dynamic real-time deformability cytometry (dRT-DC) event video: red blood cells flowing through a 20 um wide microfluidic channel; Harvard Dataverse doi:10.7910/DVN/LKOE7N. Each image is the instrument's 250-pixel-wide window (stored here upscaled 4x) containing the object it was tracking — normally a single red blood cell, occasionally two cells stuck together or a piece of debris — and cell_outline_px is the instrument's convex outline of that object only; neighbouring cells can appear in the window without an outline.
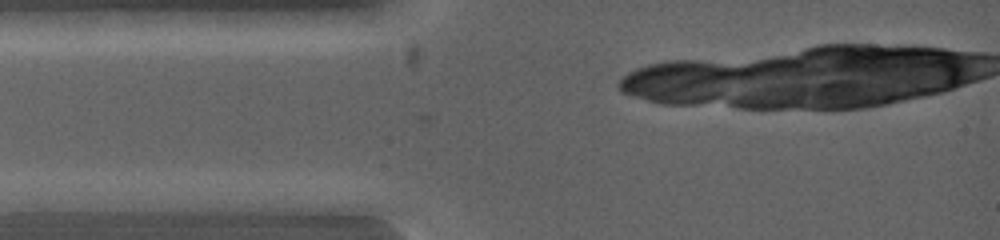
{"species": "common noctule bat (a hibernating species)", "species_latin": "Nyctalus noctula", "temperature_condition": "warm", "stored_images_in_passage": 2, "camera_frame_rate_fps": 5000, "um_per_image_px": 0.085, "animal": {"sex": "female", "body_mass_g": 19.0, "forearm_length_mm": 53.3}, "frame": {"image": 1, "passage_image": 1, "time_ms": 0.0, "image_size_px": [1000, 240], "cell_outline_px": [[116, 212], [20, 212], [20, 200], [80, 192], [96, 192], [116, 200]], "centroid_in_image_um": [5.96, 17.29], "position_along_channel_um": 79.0, "area_um2": 11.56}}